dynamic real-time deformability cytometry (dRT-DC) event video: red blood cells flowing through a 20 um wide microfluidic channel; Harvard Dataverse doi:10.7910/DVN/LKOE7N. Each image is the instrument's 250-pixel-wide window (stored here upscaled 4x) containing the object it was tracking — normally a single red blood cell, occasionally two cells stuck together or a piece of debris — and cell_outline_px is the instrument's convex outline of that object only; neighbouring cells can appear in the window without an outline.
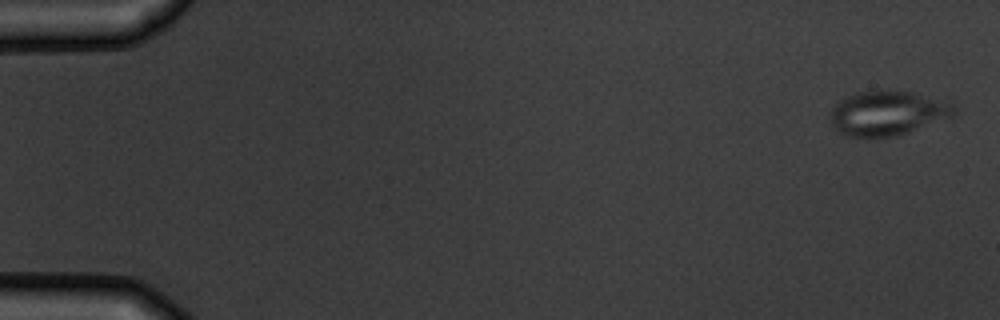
{"species": "common noctule bat (a hibernating species)", "species_latin": "Nyctalus noctula", "temperature_condition": "warm", "stored_images_in_passage": 5, "camera_frame_rate_fps": 3000, "um_per_image_px": 0.085, "animal": {"sex": "male", "body_mass_g": 19.5, "forearm_length_mm": 54.6}, "frame": {"image": 1, "passage_image": 1, "time_ms": 0.0, "image_size_px": [1000, 320], "cell_outline_px": [[956, 108], [952, 116], [908, 132], [892, 136], [844, 136], [836, 128], [828, 112], [844, 96], [856, 92], [912, 92], [952, 96], [956, 104]], "centroid_in_image_um": [75.57, 9.57], "position_along_channel_um": 9.4, "area_um2": 32.43}}